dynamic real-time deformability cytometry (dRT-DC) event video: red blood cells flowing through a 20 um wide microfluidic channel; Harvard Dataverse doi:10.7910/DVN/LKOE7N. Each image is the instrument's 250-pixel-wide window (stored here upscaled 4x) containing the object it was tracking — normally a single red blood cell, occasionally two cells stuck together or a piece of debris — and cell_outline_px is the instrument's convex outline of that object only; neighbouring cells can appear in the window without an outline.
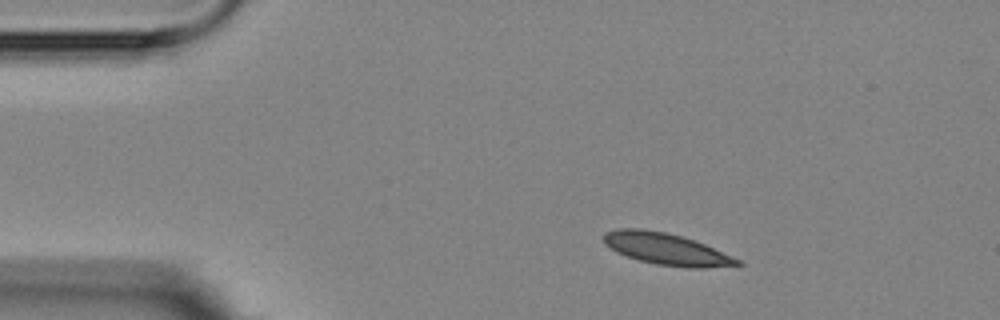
{"species": "Egyptian fruit bat (a non-hibernating species)", "species_latin": "Rousettus aegyptiacus", "temperature_condition": "room temperature", "stored_images_in_passage": 6, "camera_frame_rate_fps": 3000, "um_per_image_px": 0.085, "animal": {"sex": "female"}, "frame": {"image": 1, "passage_image": 3, "time_ms": 2.333, "image_size_px": [1000, 320], "cell_outline_px": [[744, 264], [704, 268], [684, 268], [656, 264], [636, 260], [616, 252], [604, 244], [604, 232], [616, 228], [640, 228], [664, 232], [680, 236], [704, 244], [732, 256], [740, 260]], "centroid_in_image_um": [56.58, 21.17], "position_along_channel_um": 28.4, "area_um2": 24.68}}
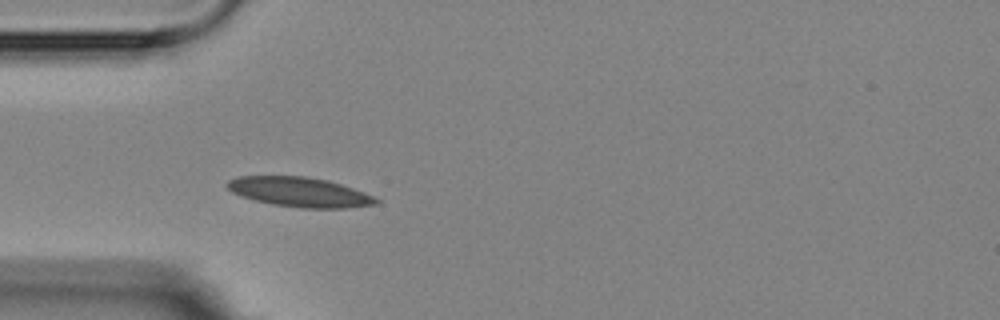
{"frame": {"image": 2, "passage_image": 5, "time_ms": 4.667, "image_size_px": [1000, 320], "cell_outline_px": [[380, 204], [344, 208], [300, 208], [272, 204], [256, 200], [232, 192], [224, 184], [228, 180], [236, 176], [304, 176], [328, 180], [364, 192], [380, 200]], "centroid_in_image_um": [25.47, 16.32], "position_along_channel_um": 59.5, "area_um2": 25.66}}
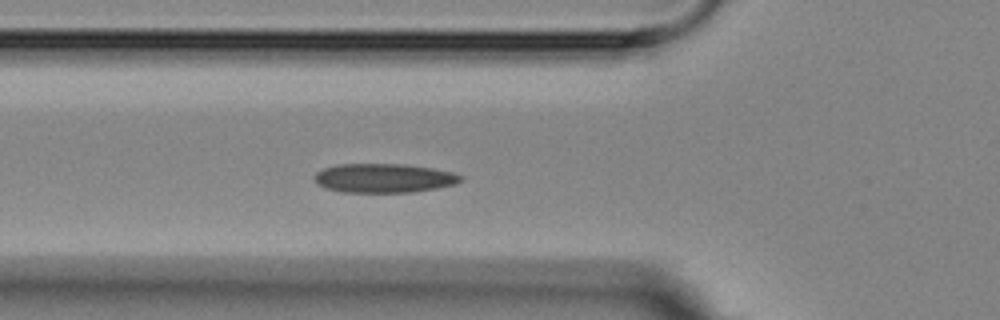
{"frame": {"image": 3, "passage_image": 6, "time_ms": 5.667, "image_size_px": [1000, 320], "cell_outline_px": [[464, 180], [456, 184], [436, 188], [412, 192], [344, 192], [324, 188], [316, 184], [316, 172], [324, 168], [336, 164], [404, 164], [432, 168], [452, 172], [464, 176]], "centroid_in_image_um": [32.65, 15.14], "position_along_channel_um": 93.1, "area_um2": 24.85}}